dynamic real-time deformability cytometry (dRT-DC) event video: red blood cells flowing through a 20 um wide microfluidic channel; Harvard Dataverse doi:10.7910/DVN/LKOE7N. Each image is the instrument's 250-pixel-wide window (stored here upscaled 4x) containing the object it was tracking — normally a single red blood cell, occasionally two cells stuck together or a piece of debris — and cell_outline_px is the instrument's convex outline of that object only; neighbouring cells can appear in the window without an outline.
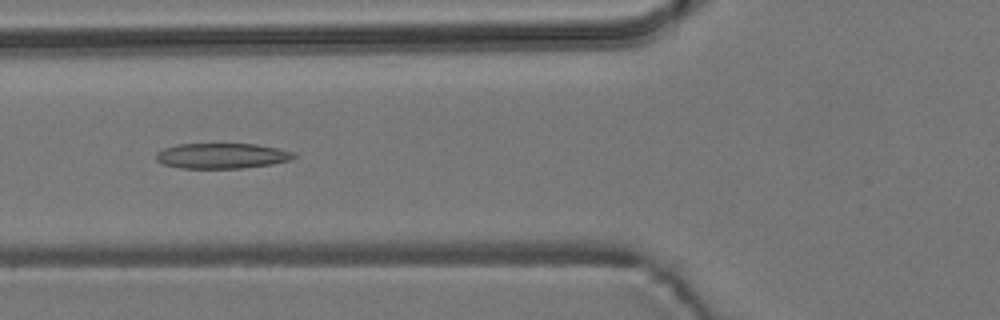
{"species": "common noctule bat (a hibernating species)", "species_latin": "Nyctalus noctula", "temperature_condition": "room temperature", "stored_images_in_passage": 45, "segment_of_instrument_passage": [1, 2], "camera_frame_rate_fps": 3000, "um_per_image_px": 0.085, "animal": {"sex": "male", "body_mass_g": 19.2, "forearm_length_mm": 51.8}, "frame": {"image": 1, "passage_image": 10, "time_ms": 3.0, "image_size_px": [1000, 320], "cell_outline_px": [[296, 156], [288, 160], [272, 164], [240, 168], [180, 168], [164, 164], [156, 160], [156, 152], [164, 148], [180, 144], [256, 144], [276, 148], [292, 152]], "centroid_in_image_um": [18.81, 13.24], "position_along_channel_um": 107.0, "area_um2": 20.11}}
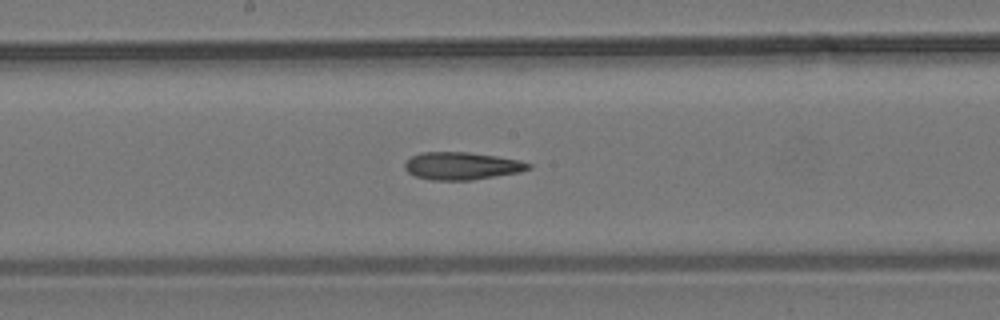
{"frame": {"image": 2, "passage_image": 18, "time_ms": 5.667, "image_size_px": [1000, 320], "cell_outline_px": [[532, 168], [520, 172], [472, 180], [432, 180], [416, 176], [408, 172], [404, 168], [404, 164], [412, 156], [420, 152], [468, 152], [496, 156], [520, 160], [532, 164]], "centroid_in_image_um": [39.27, 14.1], "position_along_channel_um": 208.9, "area_um2": 19.88}}
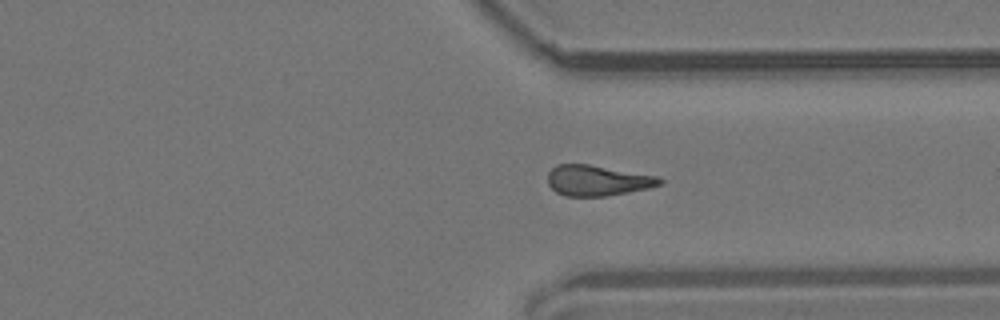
{"frame": {"image": 3, "passage_image": 30, "time_ms": 9.667, "image_size_px": [1000, 320], "cell_outline_px": [[664, 180], [660, 184], [648, 188], [608, 196], [564, 196], [556, 192], [548, 184], [548, 172], [556, 164], [588, 164], [656, 176]], "centroid_in_image_um": [50.74, 15.34], "position_along_channel_um": 360.7, "area_um2": 19.83}}